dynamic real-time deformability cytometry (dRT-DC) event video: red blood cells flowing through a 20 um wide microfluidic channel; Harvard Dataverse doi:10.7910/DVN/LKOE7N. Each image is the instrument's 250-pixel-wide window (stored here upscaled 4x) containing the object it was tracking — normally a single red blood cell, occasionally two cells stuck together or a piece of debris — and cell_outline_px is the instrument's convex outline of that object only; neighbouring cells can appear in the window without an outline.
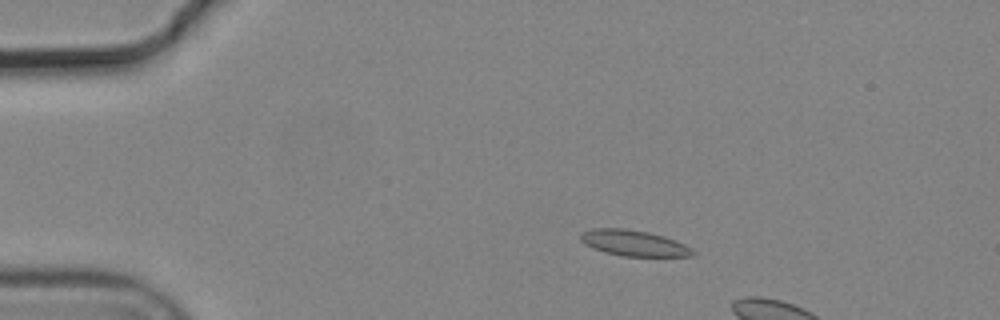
{"species": "common noctule bat (a hibernating species)", "species_latin": "Nyctalus noctula", "temperature_condition": "cold", "stored_images_in_passage": 7, "camera_frame_rate_fps": 3000, "um_per_image_px": 0.085, "animal": {"sex": "male", "body_mass_g": 19.2, "forearm_length_mm": 51.8}, "frame": {"image": 1, "passage_image": 4, "time_ms": 1.0, "image_size_px": [1000, 320], "cell_outline_px": [[696, 256], [624, 256], [604, 252], [592, 248], [584, 244], [580, 240], [580, 232], [592, 228], [624, 228], [648, 232], [664, 236], [676, 240], [692, 248], [696, 252]], "centroid_in_image_um": [53.86, 20.66], "position_along_channel_um": 31.1, "area_um2": 17.11}}